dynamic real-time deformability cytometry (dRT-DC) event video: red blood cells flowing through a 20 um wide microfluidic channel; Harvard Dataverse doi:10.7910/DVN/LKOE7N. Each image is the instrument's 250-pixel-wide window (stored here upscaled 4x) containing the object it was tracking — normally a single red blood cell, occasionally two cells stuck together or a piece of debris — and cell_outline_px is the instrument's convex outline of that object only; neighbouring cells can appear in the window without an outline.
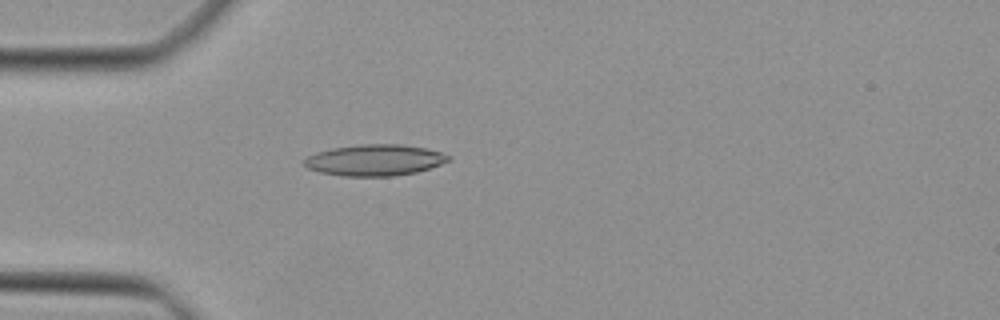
{"species": "Egyptian fruit bat (a non-hibernating species)", "species_latin": "Rousettus aegyptiacus", "temperature_condition": "cold", "stored_images_in_passage": 34, "camera_frame_rate_fps": 3000, "um_per_image_px": 0.085, "animal": {"sex": "female"}, "frame": {"image": 1, "passage_image": 1, "time_ms": 0.0, "image_size_px": [1000, 320], "cell_outline_px": [[452, 160], [416, 172], [392, 176], [344, 176], [320, 172], [308, 168], [304, 164], [304, 160], [308, 156], [316, 152], [332, 148], [360, 144], [400, 144], [424, 148], [440, 152], [452, 156]], "centroid_in_image_um": [31.86, 13.6], "position_along_channel_um": 53.1, "area_um2": 26.13}}
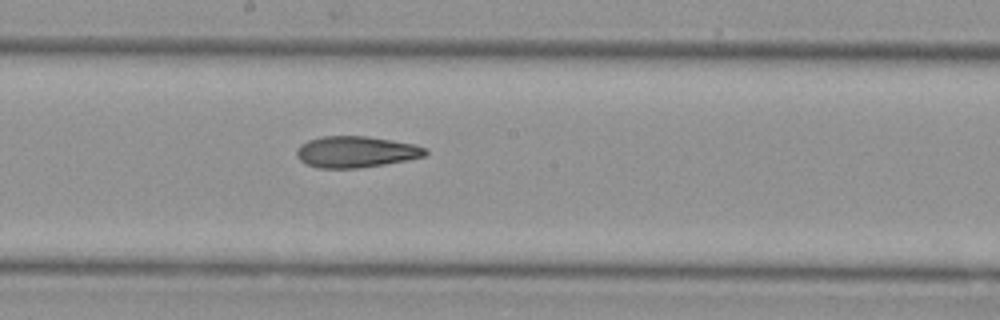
{"frame": {"image": 2, "passage_image": 13, "time_ms": 4.0, "image_size_px": [1000, 320], "cell_outline_px": [[428, 152], [424, 156], [408, 160], [360, 168], [316, 168], [300, 160], [296, 156], [296, 152], [300, 144], [308, 140], [320, 136], [364, 136], [392, 140], [416, 144], [424, 148]], "centroid_in_image_um": [30.24, 12.9], "position_along_channel_um": 218.0, "area_um2": 23.52}}
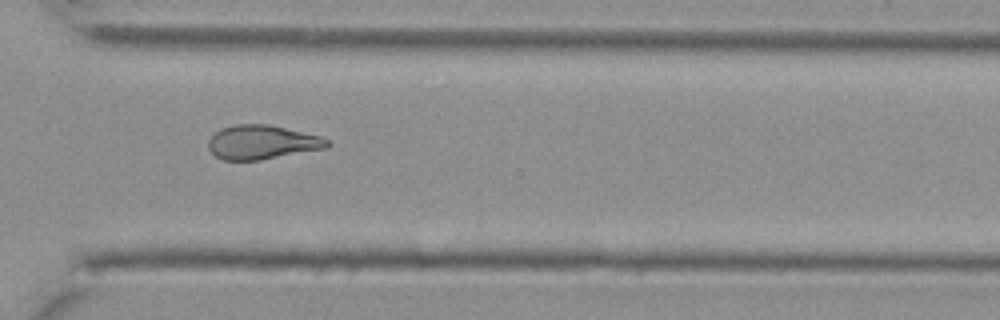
{"frame": {"image": 3, "passage_image": 22, "time_ms": 7.0, "image_size_px": [1000, 320], "cell_outline_px": [[332, 144], [328, 148], [260, 160], [224, 160], [216, 156], [208, 148], [208, 140], [220, 128], [236, 124], [268, 124], [320, 136], [328, 140]], "centroid_in_image_um": [22.29, 12.09], "position_along_channel_um": 348.3, "area_um2": 23.64}}